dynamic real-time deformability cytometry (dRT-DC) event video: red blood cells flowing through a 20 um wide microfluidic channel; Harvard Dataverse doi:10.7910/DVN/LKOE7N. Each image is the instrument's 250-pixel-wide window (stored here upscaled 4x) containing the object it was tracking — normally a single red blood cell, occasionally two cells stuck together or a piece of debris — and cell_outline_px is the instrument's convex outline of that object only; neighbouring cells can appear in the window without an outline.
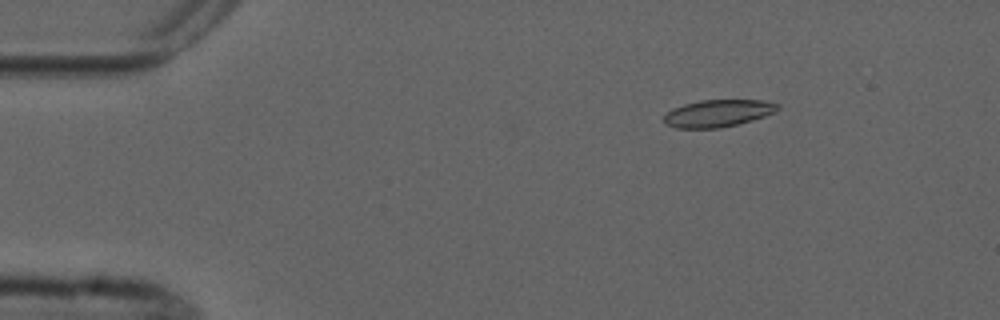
{"species": "common noctule bat (a hibernating species)", "species_latin": "Nyctalus noctula", "temperature_condition": "cold", "stored_images_in_passage": 7, "camera_frame_rate_fps": 3000, "um_per_image_px": 0.085, "animal": {"sex": "male", "forearm_length_mm": 52.5}, "frame": {"image": 1, "passage_image": 2, "time_ms": 1.333, "image_size_px": [1000, 320], "cell_outline_px": [[780, 108], [776, 112], [752, 120], [720, 128], [676, 128], [664, 124], [664, 116], [672, 108], [684, 104], [700, 100], [760, 100], [780, 104]], "centroid_in_image_um": [61.02, 9.62], "position_along_channel_um": 24.0, "area_um2": 18.03}}
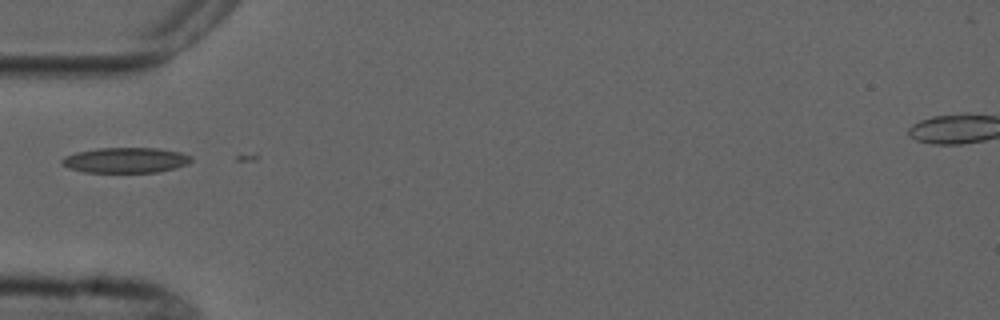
{"frame": {"image": 2, "passage_image": 5, "time_ms": 4.667, "image_size_px": [1000, 320], "cell_outline_px": [[192, 160], [188, 164], [176, 168], [160, 172], [84, 172], [68, 168], [60, 164], [60, 160], [64, 156], [76, 152], [96, 148], [156, 148], [180, 152], [192, 156]], "centroid_in_image_um": [10.66, 13.61], "position_along_channel_um": 74.3, "area_um2": 19.31}}